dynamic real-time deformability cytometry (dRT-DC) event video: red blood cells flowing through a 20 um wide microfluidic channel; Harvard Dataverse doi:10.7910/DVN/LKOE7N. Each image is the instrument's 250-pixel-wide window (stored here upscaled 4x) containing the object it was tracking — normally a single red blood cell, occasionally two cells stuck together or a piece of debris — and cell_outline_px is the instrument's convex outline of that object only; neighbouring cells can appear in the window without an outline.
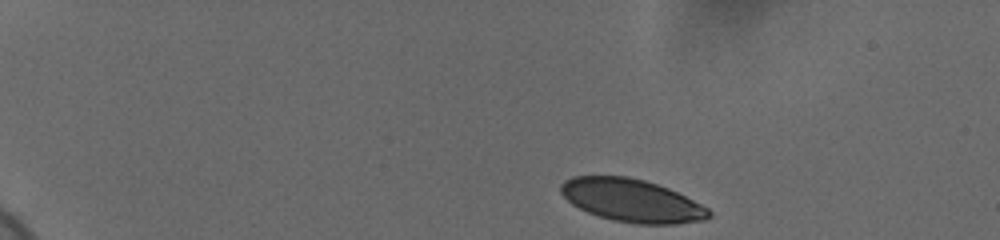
{"species": "human", "species_latin": "Homo sapiens", "temperature_condition": "cold", "stored_images_in_passage": 48, "camera_frame_rate_fps": 3000, "um_per_image_px": 0.085, "donor": {"sex": "female"}, "frame": {"image": 1, "passage_image": 1, "time_ms": 0.0, "image_size_px": [1000, 240], "cell_outline_px": [[712, 216], [704, 220], [676, 224], [636, 224], [612, 220], [588, 212], [572, 204], [560, 192], [560, 184], [564, 180], [572, 176], [628, 176], [644, 180], [668, 188], [708, 208], [712, 212]], "centroid_in_image_um": [53.69, 17.04], "position_along_channel_um": 31.3, "area_um2": 36.88}}
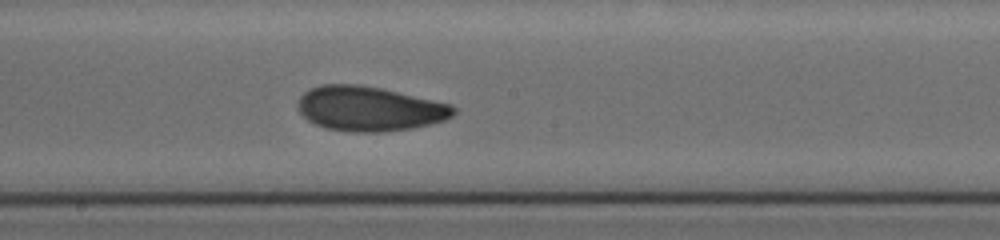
{"frame": {"image": 2, "passage_image": 25, "time_ms": 8.0, "image_size_px": [1000, 240], "cell_outline_px": [[456, 112], [452, 116], [444, 120], [412, 128], [384, 132], [352, 132], [324, 128], [308, 120], [296, 108], [300, 96], [304, 92], [320, 84], [356, 84], [380, 88], [452, 104], [456, 108]], "centroid_in_image_um": [31.38, 9.24], "position_along_channel_um": 216.8, "area_um2": 40.52}}
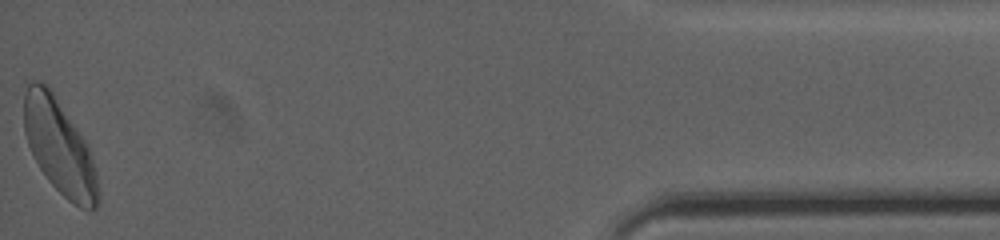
{"frame": {"image": 3, "passage_image": 48, "time_ms": 15.667, "image_size_px": [1000, 240], "cell_outline_px": [[100, 200], [96, 208], [88, 212], [72, 204], [48, 180], [40, 168], [28, 144], [24, 132], [24, 92], [28, 84], [32, 80], [36, 80], [52, 88], [88, 144], [96, 172], [100, 192]], "centroid_in_image_um": [5.08, 12.49], "position_along_channel_um": 430.1, "area_um2": 41.44}, "authors_computed_cell_mechanics": {"area_um2": 39.2462, "velocity_mm_per_s": 3.6758, "shape_relaxation_time_tau1_ms": 4.867, "shape_relaxation_time_tau2_ms": 2.248, "deformation_change_tau1": 0.1286, "deformation_change_tau2": 0.0746}}